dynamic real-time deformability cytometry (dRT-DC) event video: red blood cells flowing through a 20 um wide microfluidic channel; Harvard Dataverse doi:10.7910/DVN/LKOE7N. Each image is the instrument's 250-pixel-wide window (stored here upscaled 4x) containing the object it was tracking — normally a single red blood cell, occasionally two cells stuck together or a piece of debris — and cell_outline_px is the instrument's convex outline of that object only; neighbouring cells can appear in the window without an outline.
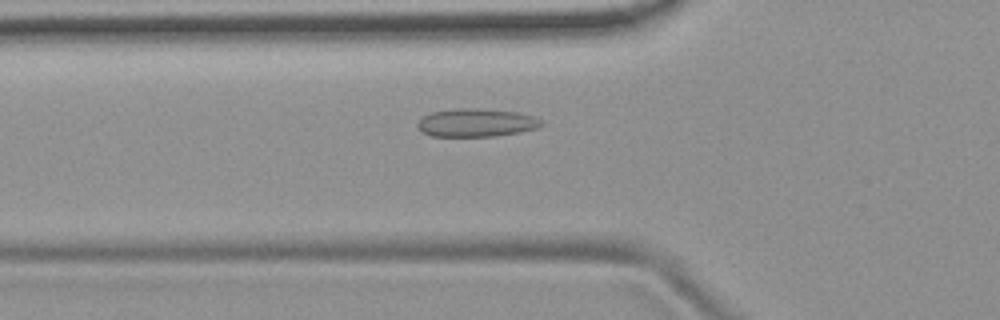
{"species": "common noctule bat (a hibernating species)", "species_latin": "Nyctalus noctula", "temperature_condition": "room temperature", "stored_images_in_passage": 54, "camera_frame_rate_fps": 3000, "um_per_image_px": 0.085, "animal": {"sex": "female", "body_mass_g": 19.9}, "frame": {"image": 1, "passage_image": 19, "time_ms": 6.0, "image_size_px": [1000, 320], "cell_outline_px": [[544, 124], [536, 128], [520, 132], [496, 136], [432, 136], [424, 132], [416, 124], [424, 116], [432, 112], [460, 108], [480, 108], [516, 112], [532, 116], [540, 120]], "centroid_in_image_um": [40.5, 10.43], "position_along_channel_um": 85.3, "area_um2": 20.06}}
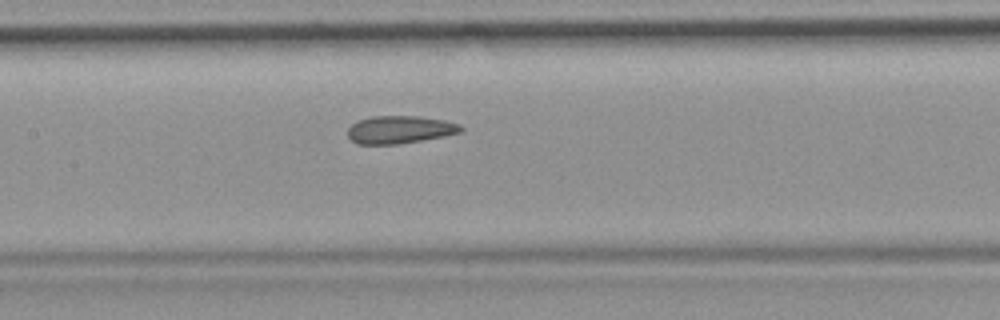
{"frame": {"image": 2, "passage_image": 26, "time_ms": 8.333, "image_size_px": [1000, 320], "cell_outline_px": [[464, 132], [444, 136], [396, 144], [356, 144], [348, 136], [348, 128], [352, 124], [360, 120], [372, 116], [420, 116], [444, 120], [460, 124], [464, 128]], "centroid_in_image_um": [34.02, 11.01], "position_along_channel_um": 173.4, "area_um2": 18.26}}
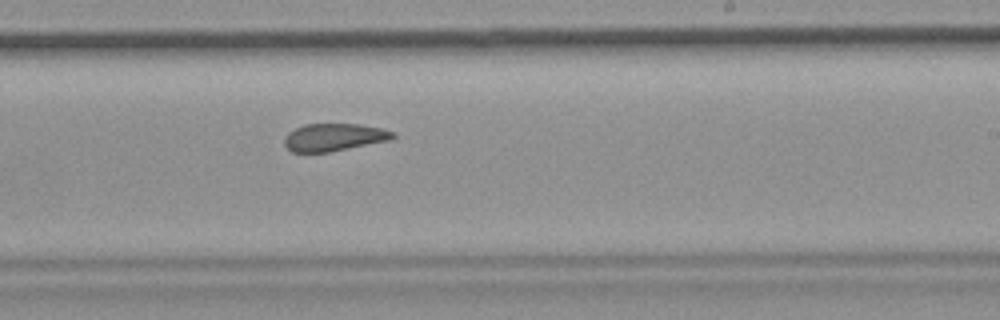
{"frame": {"image": 3, "passage_image": 33, "time_ms": 10.667, "image_size_px": [1000, 320], "cell_outline_px": [[396, 136], [392, 140], [328, 152], [292, 152], [284, 144], [284, 140], [288, 132], [304, 124], [360, 124], [380, 128], [396, 132]], "centroid_in_image_um": [28.42, 11.66], "position_along_channel_um": 260.6, "area_um2": 17.46}, "authors_computed_cell_mechanics": {"area_um2": 19.4497, "velocity_mm_per_s": 3.7621, "shape_relaxation_time_tau1_ms": null, "shape_relaxation_time_tau2_ms": 3.338, "deformation_change_tau1": null, "deformation_change_tau2": 0.0632}}